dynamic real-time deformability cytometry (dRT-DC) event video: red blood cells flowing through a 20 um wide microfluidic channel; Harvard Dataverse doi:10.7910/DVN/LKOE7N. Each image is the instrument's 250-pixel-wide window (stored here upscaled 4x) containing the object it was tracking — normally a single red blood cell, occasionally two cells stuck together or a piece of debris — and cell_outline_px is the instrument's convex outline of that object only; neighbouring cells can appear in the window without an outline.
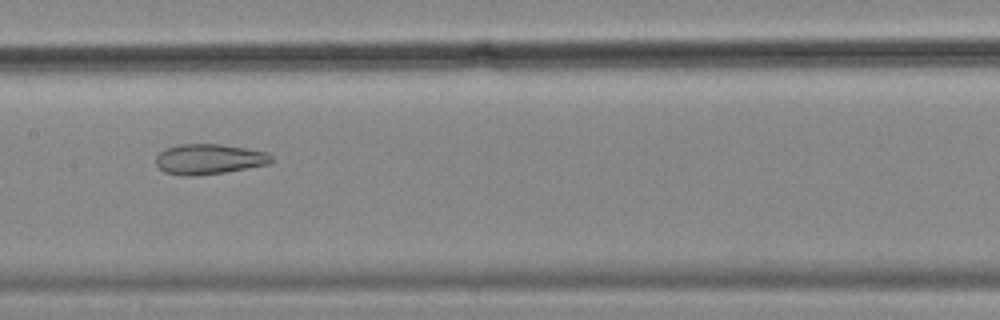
{"species": "common noctule bat (a hibernating species)", "species_latin": "Nyctalus noctula", "temperature_condition": "cold", "stored_images_in_passage": 56, "camera_frame_rate_fps": 3000, "um_per_image_px": 0.085, "animal": {"sex": "female", "body_mass_g": 18.4}, "frame": {"image": 1, "passage_image": 28, "time_ms": 9.0, "image_size_px": [1000, 320], "cell_outline_px": [[272, 160], [268, 164], [224, 172], [196, 176], [180, 176], [164, 172], [156, 164], [156, 156], [164, 148], [180, 144], [220, 144], [248, 148], [264, 152], [272, 156]], "centroid_in_image_um": [17.72, 13.52], "position_along_channel_um": 189.7, "area_um2": 20.4}}
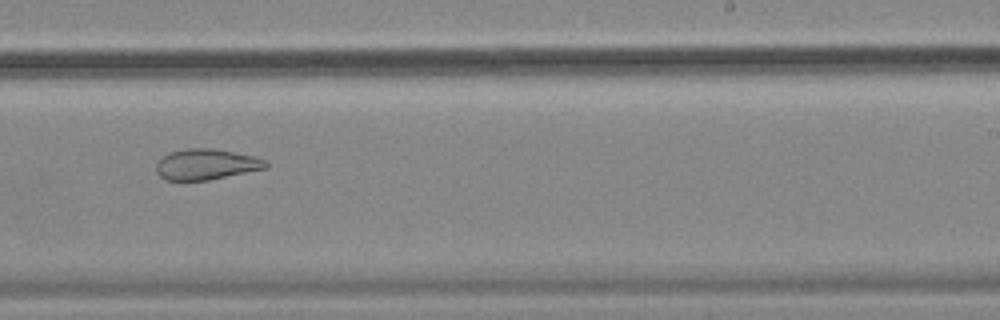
{"frame": {"image": 2, "passage_image": 35, "time_ms": 11.333, "image_size_px": [1000, 320], "cell_outline_px": [[268, 168], [208, 180], [168, 180], [160, 176], [156, 172], [156, 164], [168, 152], [184, 148], [212, 148], [256, 156], [268, 160]], "centroid_in_image_um": [17.56, 13.96], "position_along_channel_um": 271.4, "area_um2": 19.77}}
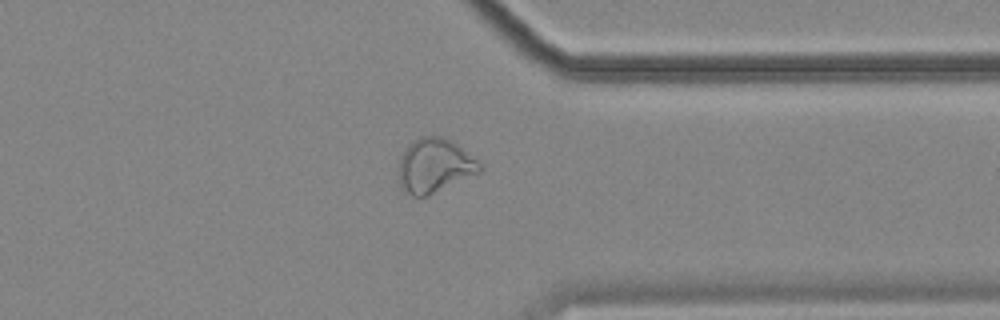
{"frame": {"image": 3, "passage_image": 44, "time_ms": 14.333, "image_size_px": [1000, 320], "cell_outline_px": [[484, 168], [480, 172], [428, 196], [412, 196], [404, 192], [400, 188], [400, 156], [408, 144], [420, 136], [440, 136], [452, 140], [476, 160]], "centroid_in_image_um": [36.92, 14.08], "position_along_channel_um": 374.5, "area_um2": 25.49}, "authors_computed_cell_mechanics": {"area_um2": 27.8018, "velocity_mm_per_s": 3.5258, "shape_relaxation_time_tau1_ms": null, "shape_relaxation_time_tau2_ms": 3.324, "deformation_change_tau1": null, "deformation_change_tau2": 0.1113}}